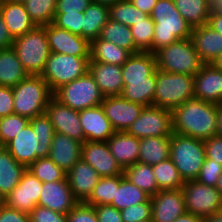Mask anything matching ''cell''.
<instances>
[{"label": "cell", "mask_w": 222, "mask_h": 222, "mask_svg": "<svg viewBox=\"0 0 222 222\" xmlns=\"http://www.w3.org/2000/svg\"><path fill=\"white\" fill-rule=\"evenodd\" d=\"M26 170V166L18 163L4 147H0V198L2 200L18 185Z\"/></svg>", "instance_id": "30"}, {"label": "cell", "mask_w": 222, "mask_h": 222, "mask_svg": "<svg viewBox=\"0 0 222 222\" xmlns=\"http://www.w3.org/2000/svg\"><path fill=\"white\" fill-rule=\"evenodd\" d=\"M123 174L131 183L143 190L150 197L159 191L151 165L136 162L125 168Z\"/></svg>", "instance_id": "37"}, {"label": "cell", "mask_w": 222, "mask_h": 222, "mask_svg": "<svg viewBox=\"0 0 222 222\" xmlns=\"http://www.w3.org/2000/svg\"><path fill=\"white\" fill-rule=\"evenodd\" d=\"M82 142L54 133L48 157L66 173L81 159Z\"/></svg>", "instance_id": "24"}, {"label": "cell", "mask_w": 222, "mask_h": 222, "mask_svg": "<svg viewBox=\"0 0 222 222\" xmlns=\"http://www.w3.org/2000/svg\"><path fill=\"white\" fill-rule=\"evenodd\" d=\"M83 12L55 13L53 24L58 28L82 36Z\"/></svg>", "instance_id": "47"}, {"label": "cell", "mask_w": 222, "mask_h": 222, "mask_svg": "<svg viewBox=\"0 0 222 222\" xmlns=\"http://www.w3.org/2000/svg\"><path fill=\"white\" fill-rule=\"evenodd\" d=\"M117 1H119V0H92V2L99 3V4H102L107 7L112 6Z\"/></svg>", "instance_id": "62"}, {"label": "cell", "mask_w": 222, "mask_h": 222, "mask_svg": "<svg viewBox=\"0 0 222 222\" xmlns=\"http://www.w3.org/2000/svg\"><path fill=\"white\" fill-rule=\"evenodd\" d=\"M3 204V200L0 198V206Z\"/></svg>", "instance_id": "68"}, {"label": "cell", "mask_w": 222, "mask_h": 222, "mask_svg": "<svg viewBox=\"0 0 222 222\" xmlns=\"http://www.w3.org/2000/svg\"><path fill=\"white\" fill-rule=\"evenodd\" d=\"M181 190L188 213L204 218L222 210V196L213 186L190 180L184 182Z\"/></svg>", "instance_id": "11"}, {"label": "cell", "mask_w": 222, "mask_h": 222, "mask_svg": "<svg viewBox=\"0 0 222 222\" xmlns=\"http://www.w3.org/2000/svg\"><path fill=\"white\" fill-rule=\"evenodd\" d=\"M14 96V113L32 119L45 113L53 97L47 82L40 75H28L12 87Z\"/></svg>", "instance_id": "4"}, {"label": "cell", "mask_w": 222, "mask_h": 222, "mask_svg": "<svg viewBox=\"0 0 222 222\" xmlns=\"http://www.w3.org/2000/svg\"><path fill=\"white\" fill-rule=\"evenodd\" d=\"M45 113L49 116L55 132L65 134L82 143L86 141L80 124L79 111L67 107L52 97Z\"/></svg>", "instance_id": "15"}, {"label": "cell", "mask_w": 222, "mask_h": 222, "mask_svg": "<svg viewBox=\"0 0 222 222\" xmlns=\"http://www.w3.org/2000/svg\"><path fill=\"white\" fill-rule=\"evenodd\" d=\"M150 198L148 194L131 183L123 174L119 175V186L111 206H114L118 210H122L132 205L148 201Z\"/></svg>", "instance_id": "36"}, {"label": "cell", "mask_w": 222, "mask_h": 222, "mask_svg": "<svg viewBox=\"0 0 222 222\" xmlns=\"http://www.w3.org/2000/svg\"><path fill=\"white\" fill-rule=\"evenodd\" d=\"M0 12L14 39L36 27L26 11L24 3L0 2Z\"/></svg>", "instance_id": "28"}, {"label": "cell", "mask_w": 222, "mask_h": 222, "mask_svg": "<svg viewBox=\"0 0 222 222\" xmlns=\"http://www.w3.org/2000/svg\"><path fill=\"white\" fill-rule=\"evenodd\" d=\"M101 106L116 132L127 131L144 108L138 103L124 99L121 95L104 97Z\"/></svg>", "instance_id": "14"}, {"label": "cell", "mask_w": 222, "mask_h": 222, "mask_svg": "<svg viewBox=\"0 0 222 222\" xmlns=\"http://www.w3.org/2000/svg\"><path fill=\"white\" fill-rule=\"evenodd\" d=\"M173 133L206 140L216 135L217 104L196 98L172 111Z\"/></svg>", "instance_id": "2"}, {"label": "cell", "mask_w": 222, "mask_h": 222, "mask_svg": "<svg viewBox=\"0 0 222 222\" xmlns=\"http://www.w3.org/2000/svg\"><path fill=\"white\" fill-rule=\"evenodd\" d=\"M131 3L142 12L150 15L158 0H130Z\"/></svg>", "instance_id": "58"}, {"label": "cell", "mask_w": 222, "mask_h": 222, "mask_svg": "<svg viewBox=\"0 0 222 222\" xmlns=\"http://www.w3.org/2000/svg\"><path fill=\"white\" fill-rule=\"evenodd\" d=\"M157 70L156 58L150 52H138L132 54L122 65V79L124 86L128 81H149Z\"/></svg>", "instance_id": "27"}, {"label": "cell", "mask_w": 222, "mask_h": 222, "mask_svg": "<svg viewBox=\"0 0 222 222\" xmlns=\"http://www.w3.org/2000/svg\"><path fill=\"white\" fill-rule=\"evenodd\" d=\"M81 159L92 166L101 177L123 175V169L113 157L107 142L85 141Z\"/></svg>", "instance_id": "16"}, {"label": "cell", "mask_w": 222, "mask_h": 222, "mask_svg": "<svg viewBox=\"0 0 222 222\" xmlns=\"http://www.w3.org/2000/svg\"><path fill=\"white\" fill-rule=\"evenodd\" d=\"M215 188L219 191L220 195L222 196V174L218 178Z\"/></svg>", "instance_id": "64"}, {"label": "cell", "mask_w": 222, "mask_h": 222, "mask_svg": "<svg viewBox=\"0 0 222 222\" xmlns=\"http://www.w3.org/2000/svg\"><path fill=\"white\" fill-rule=\"evenodd\" d=\"M154 21L152 53L180 39L190 38L192 28L175 7L174 0H158L149 15Z\"/></svg>", "instance_id": "3"}, {"label": "cell", "mask_w": 222, "mask_h": 222, "mask_svg": "<svg viewBox=\"0 0 222 222\" xmlns=\"http://www.w3.org/2000/svg\"><path fill=\"white\" fill-rule=\"evenodd\" d=\"M46 36L50 52L73 56H90V42L53 23L46 25Z\"/></svg>", "instance_id": "17"}, {"label": "cell", "mask_w": 222, "mask_h": 222, "mask_svg": "<svg viewBox=\"0 0 222 222\" xmlns=\"http://www.w3.org/2000/svg\"><path fill=\"white\" fill-rule=\"evenodd\" d=\"M68 184L74 198L78 202H85L91 195L101 176L82 159L66 173Z\"/></svg>", "instance_id": "22"}, {"label": "cell", "mask_w": 222, "mask_h": 222, "mask_svg": "<svg viewBox=\"0 0 222 222\" xmlns=\"http://www.w3.org/2000/svg\"><path fill=\"white\" fill-rule=\"evenodd\" d=\"M27 76L15 50L0 49V86L14 87Z\"/></svg>", "instance_id": "31"}, {"label": "cell", "mask_w": 222, "mask_h": 222, "mask_svg": "<svg viewBox=\"0 0 222 222\" xmlns=\"http://www.w3.org/2000/svg\"><path fill=\"white\" fill-rule=\"evenodd\" d=\"M194 98V76L156 70L153 106L173 111Z\"/></svg>", "instance_id": "5"}, {"label": "cell", "mask_w": 222, "mask_h": 222, "mask_svg": "<svg viewBox=\"0 0 222 222\" xmlns=\"http://www.w3.org/2000/svg\"><path fill=\"white\" fill-rule=\"evenodd\" d=\"M174 4L192 29L208 23L212 11L210 0H174Z\"/></svg>", "instance_id": "33"}, {"label": "cell", "mask_w": 222, "mask_h": 222, "mask_svg": "<svg viewBox=\"0 0 222 222\" xmlns=\"http://www.w3.org/2000/svg\"><path fill=\"white\" fill-rule=\"evenodd\" d=\"M123 222H151V198L143 203L120 210Z\"/></svg>", "instance_id": "46"}, {"label": "cell", "mask_w": 222, "mask_h": 222, "mask_svg": "<svg viewBox=\"0 0 222 222\" xmlns=\"http://www.w3.org/2000/svg\"><path fill=\"white\" fill-rule=\"evenodd\" d=\"M221 3H222V0H210L212 9H216Z\"/></svg>", "instance_id": "65"}, {"label": "cell", "mask_w": 222, "mask_h": 222, "mask_svg": "<svg viewBox=\"0 0 222 222\" xmlns=\"http://www.w3.org/2000/svg\"><path fill=\"white\" fill-rule=\"evenodd\" d=\"M107 145L123 170L138 162L139 139L126 131L115 132L107 140Z\"/></svg>", "instance_id": "26"}, {"label": "cell", "mask_w": 222, "mask_h": 222, "mask_svg": "<svg viewBox=\"0 0 222 222\" xmlns=\"http://www.w3.org/2000/svg\"><path fill=\"white\" fill-rule=\"evenodd\" d=\"M221 174L222 165L212 159L206 158L196 180L201 184L215 187Z\"/></svg>", "instance_id": "48"}, {"label": "cell", "mask_w": 222, "mask_h": 222, "mask_svg": "<svg viewBox=\"0 0 222 222\" xmlns=\"http://www.w3.org/2000/svg\"><path fill=\"white\" fill-rule=\"evenodd\" d=\"M79 118L86 141L107 142L116 132L101 105L79 111Z\"/></svg>", "instance_id": "21"}, {"label": "cell", "mask_w": 222, "mask_h": 222, "mask_svg": "<svg viewBox=\"0 0 222 222\" xmlns=\"http://www.w3.org/2000/svg\"><path fill=\"white\" fill-rule=\"evenodd\" d=\"M54 127L46 113L30 119L4 148L20 164L27 168L38 158L48 157L54 136Z\"/></svg>", "instance_id": "1"}, {"label": "cell", "mask_w": 222, "mask_h": 222, "mask_svg": "<svg viewBox=\"0 0 222 222\" xmlns=\"http://www.w3.org/2000/svg\"><path fill=\"white\" fill-rule=\"evenodd\" d=\"M12 48L28 75H41L50 54L46 25L15 38Z\"/></svg>", "instance_id": "7"}, {"label": "cell", "mask_w": 222, "mask_h": 222, "mask_svg": "<svg viewBox=\"0 0 222 222\" xmlns=\"http://www.w3.org/2000/svg\"><path fill=\"white\" fill-rule=\"evenodd\" d=\"M30 222H68L67 215L37 205L30 213Z\"/></svg>", "instance_id": "50"}, {"label": "cell", "mask_w": 222, "mask_h": 222, "mask_svg": "<svg viewBox=\"0 0 222 222\" xmlns=\"http://www.w3.org/2000/svg\"><path fill=\"white\" fill-rule=\"evenodd\" d=\"M43 183L26 170L18 185L3 199L10 208L30 213L38 204Z\"/></svg>", "instance_id": "13"}, {"label": "cell", "mask_w": 222, "mask_h": 222, "mask_svg": "<svg viewBox=\"0 0 222 222\" xmlns=\"http://www.w3.org/2000/svg\"><path fill=\"white\" fill-rule=\"evenodd\" d=\"M132 55L124 48L119 47L112 42L94 39L90 42V60L106 64L122 66Z\"/></svg>", "instance_id": "32"}, {"label": "cell", "mask_w": 222, "mask_h": 222, "mask_svg": "<svg viewBox=\"0 0 222 222\" xmlns=\"http://www.w3.org/2000/svg\"><path fill=\"white\" fill-rule=\"evenodd\" d=\"M118 186L119 175L101 177L84 203L91 206L111 205Z\"/></svg>", "instance_id": "40"}, {"label": "cell", "mask_w": 222, "mask_h": 222, "mask_svg": "<svg viewBox=\"0 0 222 222\" xmlns=\"http://www.w3.org/2000/svg\"><path fill=\"white\" fill-rule=\"evenodd\" d=\"M40 182H55L63 180L66 172L57 166L49 157H42L35 160L28 168Z\"/></svg>", "instance_id": "43"}, {"label": "cell", "mask_w": 222, "mask_h": 222, "mask_svg": "<svg viewBox=\"0 0 222 222\" xmlns=\"http://www.w3.org/2000/svg\"><path fill=\"white\" fill-rule=\"evenodd\" d=\"M203 222H222V210L204 217Z\"/></svg>", "instance_id": "61"}, {"label": "cell", "mask_w": 222, "mask_h": 222, "mask_svg": "<svg viewBox=\"0 0 222 222\" xmlns=\"http://www.w3.org/2000/svg\"><path fill=\"white\" fill-rule=\"evenodd\" d=\"M88 71L104 97L120 95L122 93L124 87L122 66L89 61Z\"/></svg>", "instance_id": "23"}, {"label": "cell", "mask_w": 222, "mask_h": 222, "mask_svg": "<svg viewBox=\"0 0 222 222\" xmlns=\"http://www.w3.org/2000/svg\"><path fill=\"white\" fill-rule=\"evenodd\" d=\"M206 158L222 165V137L217 135L204 140Z\"/></svg>", "instance_id": "52"}, {"label": "cell", "mask_w": 222, "mask_h": 222, "mask_svg": "<svg viewBox=\"0 0 222 222\" xmlns=\"http://www.w3.org/2000/svg\"><path fill=\"white\" fill-rule=\"evenodd\" d=\"M14 38L11 36L0 12V49L12 47Z\"/></svg>", "instance_id": "56"}, {"label": "cell", "mask_w": 222, "mask_h": 222, "mask_svg": "<svg viewBox=\"0 0 222 222\" xmlns=\"http://www.w3.org/2000/svg\"><path fill=\"white\" fill-rule=\"evenodd\" d=\"M171 136H153L139 139L138 162L156 165L170 158Z\"/></svg>", "instance_id": "29"}, {"label": "cell", "mask_w": 222, "mask_h": 222, "mask_svg": "<svg viewBox=\"0 0 222 222\" xmlns=\"http://www.w3.org/2000/svg\"><path fill=\"white\" fill-rule=\"evenodd\" d=\"M151 203V222H174L187 212L181 189L158 191L151 197Z\"/></svg>", "instance_id": "18"}, {"label": "cell", "mask_w": 222, "mask_h": 222, "mask_svg": "<svg viewBox=\"0 0 222 222\" xmlns=\"http://www.w3.org/2000/svg\"><path fill=\"white\" fill-rule=\"evenodd\" d=\"M53 97L76 111L99 106L104 99L89 71L80 78L59 87L53 92Z\"/></svg>", "instance_id": "10"}, {"label": "cell", "mask_w": 222, "mask_h": 222, "mask_svg": "<svg viewBox=\"0 0 222 222\" xmlns=\"http://www.w3.org/2000/svg\"><path fill=\"white\" fill-rule=\"evenodd\" d=\"M174 222H203V217L186 212L179 216Z\"/></svg>", "instance_id": "59"}, {"label": "cell", "mask_w": 222, "mask_h": 222, "mask_svg": "<svg viewBox=\"0 0 222 222\" xmlns=\"http://www.w3.org/2000/svg\"><path fill=\"white\" fill-rule=\"evenodd\" d=\"M99 222H123L121 212L111 205L94 206Z\"/></svg>", "instance_id": "53"}, {"label": "cell", "mask_w": 222, "mask_h": 222, "mask_svg": "<svg viewBox=\"0 0 222 222\" xmlns=\"http://www.w3.org/2000/svg\"><path fill=\"white\" fill-rule=\"evenodd\" d=\"M90 56H73L50 52L40 75L54 92L64 84L80 78L88 71Z\"/></svg>", "instance_id": "9"}, {"label": "cell", "mask_w": 222, "mask_h": 222, "mask_svg": "<svg viewBox=\"0 0 222 222\" xmlns=\"http://www.w3.org/2000/svg\"><path fill=\"white\" fill-rule=\"evenodd\" d=\"M82 37L89 42L99 38L101 29L110 19L109 7L92 2L83 12Z\"/></svg>", "instance_id": "34"}, {"label": "cell", "mask_w": 222, "mask_h": 222, "mask_svg": "<svg viewBox=\"0 0 222 222\" xmlns=\"http://www.w3.org/2000/svg\"><path fill=\"white\" fill-rule=\"evenodd\" d=\"M99 38L107 42H112L113 44L130 51L132 54L139 52L135 48L131 28L120 22L109 19L101 29Z\"/></svg>", "instance_id": "38"}, {"label": "cell", "mask_w": 222, "mask_h": 222, "mask_svg": "<svg viewBox=\"0 0 222 222\" xmlns=\"http://www.w3.org/2000/svg\"><path fill=\"white\" fill-rule=\"evenodd\" d=\"M216 10H221L222 11V3L216 8Z\"/></svg>", "instance_id": "67"}, {"label": "cell", "mask_w": 222, "mask_h": 222, "mask_svg": "<svg viewBox=\"0 0 222 222\" xmlns=\"http://www.w3.org/2000/svg\"><path fill=\"white\" fill-rule=\"evenodd\" d=\"M190 39L204 64H211L222 54V34L208 24L192 29Z\"/></svg>", "instance_id": "25"}, {"label": "cell", "mask_w": 222, "mask_h": 222, "mask_svg": "<svg viewBox=\"0 0 222 222\" xmlns=\"http://www.w3.org/2000/svg\"><path fill=\"white\" fill-rule=\"evenodd\" d=\"M30 119L18 114H10L0 118V147H4L9 141L28 124Z\"/></svg>", "instance_id": "45"}, {"label": "cell", "mask_w": 222, "mask_h": 222, "mask_svg": "<svg viewBox=\"0 0 222 222\" xmlns=\"http://www.w3.org/2000/svg\"><path fill=\"white\" fill-rule=\"evenodd\" d=\"M68 222H99L94 206L79 202L68 214Z\"/></svg>", "instance_id": "49"}, {"label": "cell", "mask_w": 222, "mask_h": 222, "mask_svg": "<svg viewBox=\"0 0 222 222\" xmlns=\"http://www.w3.org/2000/svg\"><path fill=\"white\" fill-rule=\"evenodd\" d=\"M156 87V71L149 76V81H128L120 94L124 99L144 107L153 105Z\"/></svg>", "instance_id": "35"}, {"label": "cell", "mask_w": 222, "mask_h": 222, "mask_svg": "<svg viewBox=\"0 0 222 222\" xmlns=\"http://www.w3.org/2000/svg\"><path fill=\"white\" fill-rule=\"evenodd\" d=\"M207 24L216 32L222 34V11L212 9Z\"/></svg>", "instance_id": "57"}, {"label": "cell", "mask_w": 222, "mask_h": 222, "mask_svg": "<svg viewBox=\"0 0 222 222\" xmlns=\"http://www.w3.org/2000/svg\"><path fill=\"white\" fill-rule=\"evenodd\" d=\"M78 203L65 177L63 180L43 183L37 205L67 215Z\"/></svg>", "instance_id": "19"}, {"label": "cell", "mask_w": 222, "mask_h": 222, "mask_svg": "<svg viewBox=\"0 0 222 222\" xmlns=\"http://www.w3.org/2000/svg\"><path fill=\"white\" fill-rule=\"evenodd\" d=\"M0 222H30L28 213L7 207L4 203L0 206Z\"/></svg>", "instance_id": "55"}, {"label": "cell", "mask_w": 222, "mask_h": 222, "mask_svg": "<svg viewBox=\"0 0 222 222\" xmlns=\"http://www.w3.org/2000/svg\"><path fill=\"white\" fill-rule=\"evenodd\" d=\"M109 16L111 20L131 27L148 15L135 7L130 0H119L109 7Z\"/></svg>", "instance_id": "42"}, {"label": "cell", "mask_w": 222, "mask_h": 222, "mask_svg": "<svg viewBox=\"0 0 222 222\" xmlns=\"http://www.w3.org/2000/svg\"><path fill=\"white\" fill-rule=\"evenodd\" d=\"M154 24V21L148 15L145 19L138 21L136 24L130 27L135 43V48L139 52L152 53Z\"/></svg>", "instance_id": "44"}, {"label": "cell", "mask_w": 222, "mask_h": 222, "mask_svg": "<svg viewBox=\"0 0 222 222\" xmlns=\"http://www.w3.org/2000/svg\"><path fill=\"white\" fill-rule=\"evenodd\" d=\"M14 113L12 87L0 86V118Z\"/></svg>", "instance_id": "54"}, {"label": "cell", "mask_w": 222, "mask_h": 222, "mask_svg": "<svg viewBox=\"0 0 222 222\" xmlns=\"http://www.w3.org/2000/svg\"><path fill=\"white\" fill-rule=\"evenodd\" d=\"M216 135L222 137V103L217 105V131Z\"/></svg>", "instance_id": "60"}, {"label": "cell", "mask_w": 222, "mask_h": 222, "mask_svg": "<svg viewBox=\"0 0 222 222\" xmlns=\"http://www.w3.org/2000/svg\"><path fill=\"white\" fill-rule=\"evenodd\" d=\"M170 159L184 182L196 180L206 159L204 140L173 133Z\"/></svg>", "instance_id": "6"}, {"label": "cell", "mask_w": 222, "mask_h": 222, "mask_svg": "<svg viewBox=\"0 0 222 222\" xmlns=\"http://www.w3.org/2000/svg\"><path fill=\"white\" fill-rule=\"evenodd\" d=\"M216 69L222 71V54H220L212 63Z\"/></svg>", "instance_id": "63"}, {"label": "cell", "mask_w": 222, "mask_h": 222, "mask_svg": "<svg viewBox=\"0 0 222 222\" xmlns=\"http://www.w3.org/2000/svg\"><path fill=\"white\" fill-rule=\"evenodd\" d=\"M25 0H0V2L24 3Z\"/></svg>", "instance_id": "66"}, {"label": "cell", "mask_w": 222, "mask_h": 222, "mask_svg": "<svg viewBox=\"0 0 222 222\" xmlns=\"http://www.w3.org/2000/svg\"><path fill=\"white\" fill-rule=\"evenodd\" d=\"M194 98L214 104L222 103V71L204 64L194 75Z\"/></svg>", "instance_id": "20"}, {"label": "cell", "mask_w": 222, "mask_h": 222, "mask_svg": "<svg viewBox=\"0 0 222 222\" xmlns=\"http://www.w3.org/2000/svg\"><path fill=\"white\" fill-rule=\"evenodd\" d=\"M126 132L137 139L171 136L173 134L172 111L153 105L146 106Z\"/></svg>", "instance_id": "12"}, {"label": "cell", "mask_w": 222, "mask_h": 222, "mask_svg": "<svg viewBox=\"0 0 222 222\" xmlns=\"http://www.w3.org/2000/svg\"><path fill=\"white\" fill-rule=\"evenodd\" d=\"M157 69L194 76L204 65L190 38L180 39L154 53Z\"/></svg>", "instance_id": "8"}, {"label": "cell", "mask_w": 222, "mask_h": 222, "mask_svg": "<svg viewBox=\"0 0 222 222\" xmlns=\"http://www.w3.org/2000/svg\"><path fill=\"white\" fill-rule=\"evenodd\" d=\"M152 167L159 191L181 189L184 181L170 158Z\"/></svg>", "instance_id": "39"}, {"label": "cell", "mask_w": 222, "mask_h": 222, "mask_svg": "<svg viewBox=\"0 0 222 222\" xmlns=\"http://www.w3.org/2000/svg\"><path fill=\"white\" fill-rule=\"evenodd\" d=\"M24 5L36 26H45L53 23L56 0H25Z\"/></svg>", "instance_id": "41"}, {"label": "cell", "mask_w": 222, "mask_h": 222, "mask_svg": "<svg viewBox=\"0 0 222 222\" xmlns=\"http://www.w3.org/2000/svg\"><path fill=\"white\" fill-rule=\"evenodd\" d=\"M92 0H56L55 13L84 12Z\"/></svg>", "instance_id": "51"}]
</instances>
